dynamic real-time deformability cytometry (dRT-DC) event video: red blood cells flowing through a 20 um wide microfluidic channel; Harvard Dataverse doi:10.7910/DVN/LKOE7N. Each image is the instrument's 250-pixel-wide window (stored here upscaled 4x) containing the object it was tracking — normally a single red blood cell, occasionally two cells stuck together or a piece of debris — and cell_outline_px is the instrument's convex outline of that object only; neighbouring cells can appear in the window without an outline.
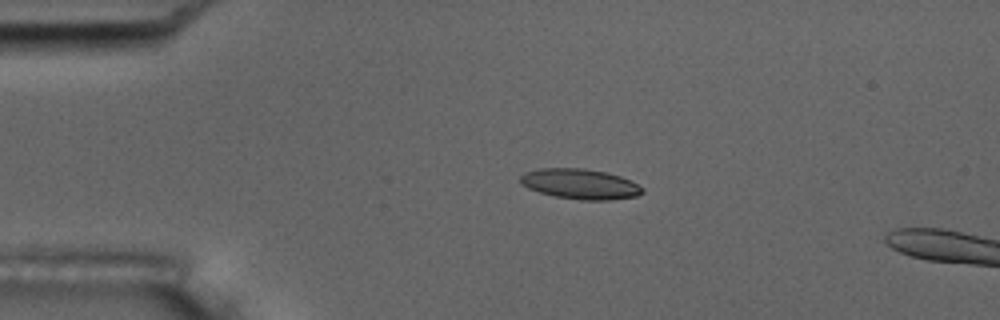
{"species": "common noctule bat (a hibernating species)", "species_latin": "Nyctalus noctula", "temperature_condition": "room temperature", "stored_images_in_passage": 4, "camera_frame_rate_fps": 3000, "um_per_image_px": 0.085, "animal": {"sex": "male", "body_mass_g": 17.5, "forearm_length_mm": 52.3}, "frame": {"image": 1, "passage_image": 3, "time_ms": 2.333, "image_size_px": [1000, 320], "cell_outline_px": [[644, 192], [636, 196], [608, 200], [580, 200], [556, 196], [540, 192], [528, 188], [520, 184], [520, 176], [524, 172], [540, 168], [584, 168], [608, 172], [632, 180], [644, 188]], "centroid_in_image_um": [49.33, 15.63], "position_along_channel_um": 35.7, "area_um2": 21.68}}